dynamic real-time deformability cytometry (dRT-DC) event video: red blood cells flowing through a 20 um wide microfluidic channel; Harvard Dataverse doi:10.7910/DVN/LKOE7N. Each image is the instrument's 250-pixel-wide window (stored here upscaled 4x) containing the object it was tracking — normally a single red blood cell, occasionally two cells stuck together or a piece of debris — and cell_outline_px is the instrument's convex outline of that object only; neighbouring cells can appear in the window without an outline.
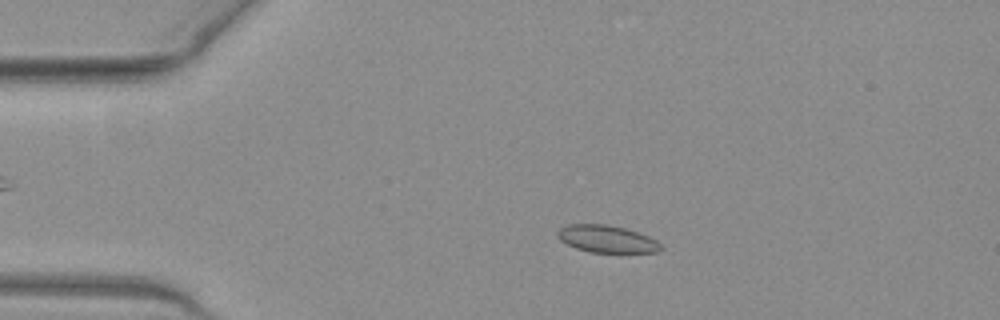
{"species": "common noctule bat (a hibernating species)", "species_latin": "Nyctalus noctula", "temperature_condition": "warm", "stored_images_in_passage": 49, "camera_frame_rate_fps": 3000, "um_per_image_px": 0.085, "animal": {"sex": "female", "body_mass_g": 19.3, "forearm_length_mm": 54.1}, "frame": {"image": 1, "passage_image": 8, "time_ms": 2.333, "image_size_px": [1000, 320], "cell_outline_px": [[664, 248], [656, 252], [588, 252], [576, 248], [560, 240], [556, 236], [556, 232], [560, 228], [568, 224], [608, 224], [624, 228], [648, 236], [656, 240]], "centroid_in_image_um": [51.55, 20.3], "position_along_channel_um": 33.5, "area_um2": 16.36}}
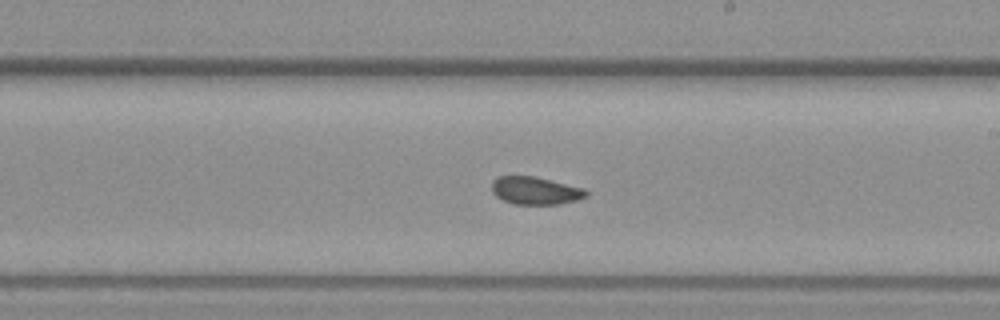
{"frame": {"image": 2, "passage_image": 27, "time_ms": 8.667, "image_size_px": [1000, 320], "cell_outline_px": [[588, 196], [576, 200], [560, 204], [512, 204], [496, 196], [492, 192], [492, 180], [500, 176], [536, 176], [584, 188], [588, 192]], "centroid_in_image_um": [45.51, 16.2], "position_along_channel_um": 243.5, "area_um2": 15.32}}
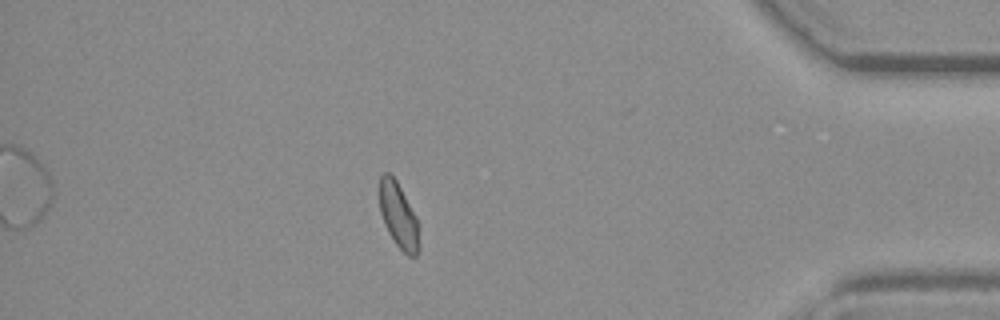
{"frame": {"image": 3, "passage_image": 42, "time_ms": 13.667, "image_size_px": [1000, 320], "cell_outline_px": [[420, 248], [416, 256], [408, 256], [396, 244], [388, 232], [384, 224], [380, 212], [380, 176], [384, 172], [388, 172], [396, 180], [416, 216], [420, 244]], "centroid_in_image_um": [33.88, 18.35], "position_along_channel_um": 401.3, "area_um2": 14.97}, "authors_computed_cell_mechanics": {"area_um2": 15.895, "velocity_mm_per_s": 4.0201, "shape_relaxation_time_tau1_ms": null, "shape_relaxation_time_tau2_ms": 1.4564, "deformation_change_tau1": null, "deformation_change_tau2": 0.0451}}